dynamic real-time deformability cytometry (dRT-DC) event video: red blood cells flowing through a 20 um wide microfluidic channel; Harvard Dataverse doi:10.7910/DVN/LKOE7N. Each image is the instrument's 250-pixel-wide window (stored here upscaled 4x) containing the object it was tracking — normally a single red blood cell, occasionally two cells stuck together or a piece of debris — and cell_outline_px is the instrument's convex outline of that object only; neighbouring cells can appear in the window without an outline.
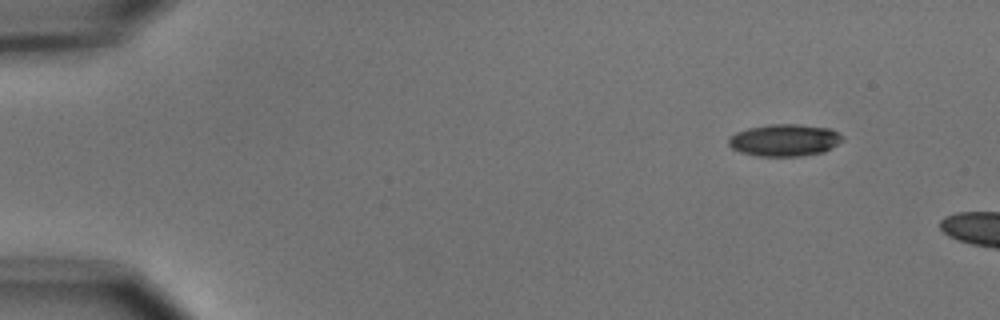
{"species": "common noctule bat (a hibernating species)", "species_latin": "Nyctalus noctula", "temperature_condition": "cold", "stored_images_in_passage": 3, "camera_frame_rate_fps": 3000, "um_per_image_px": 0.085, "animal": {"sex": "male", "body_mass_g": 15.6}, "frame": {"image": 1, "passage_image": 1, "time_ms": 0.0, "image_size_px": [1000, 320], "cell_outline_px": [[844, 140], [824, 152], [800, 156], [756, 156], [740, 152], [732, 148], [728, 144], [728, 136], [736, 132], [748, 128], [772, 124], [796, 124], [832, 128], [844, 136]], "centroid_in_image_um": [66.7, 11.91], "position_along_channel_um": 18.3, "area_um2": 21.5}}